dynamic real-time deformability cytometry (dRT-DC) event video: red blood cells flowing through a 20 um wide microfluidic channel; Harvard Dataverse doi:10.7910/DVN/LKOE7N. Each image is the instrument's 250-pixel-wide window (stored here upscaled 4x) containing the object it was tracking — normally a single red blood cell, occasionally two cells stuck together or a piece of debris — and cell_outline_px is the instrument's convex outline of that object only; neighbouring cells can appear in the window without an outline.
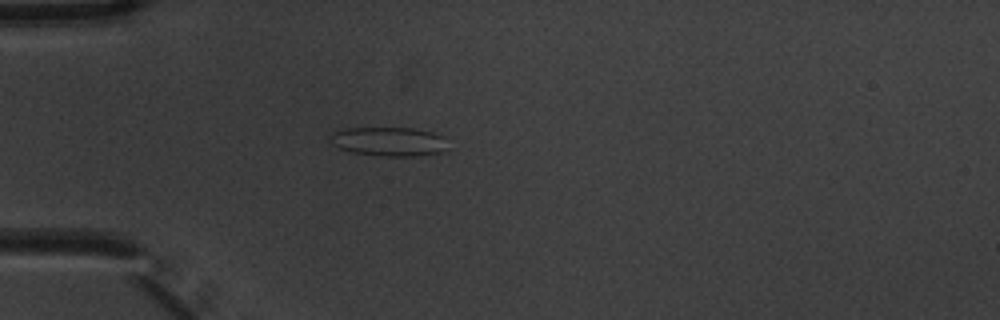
{"species": "common noctule bat (a hibernating species)", "species_latin": "Nyctalus noctula", "temperature_condition": "warm", "stored_images_in_passage": 6, "camera_frame_rate_fps": 3000, "um_per_image_px": 0.085, "animal": {"sex": "male", "body_mass_g": 20.1, "forearm_length_mm": 53.5}, "frame": {"image": 1, "passage_image": 5, "time_ms": 1.333, "image_size_px": [1000, 320], "cell_outline_px": [[448, 148], [444, 152], [416, 156], [380, 156], [352, 152], [340, 148], [332, 144], [328, 136], [332, 132], [344, 128], [412, 128], [432, 132], [440, 136]], "centroid_in_image_um": [33.01, 12.03], "position_along_channel_um": 52.0, "area_um2": 19.94}}